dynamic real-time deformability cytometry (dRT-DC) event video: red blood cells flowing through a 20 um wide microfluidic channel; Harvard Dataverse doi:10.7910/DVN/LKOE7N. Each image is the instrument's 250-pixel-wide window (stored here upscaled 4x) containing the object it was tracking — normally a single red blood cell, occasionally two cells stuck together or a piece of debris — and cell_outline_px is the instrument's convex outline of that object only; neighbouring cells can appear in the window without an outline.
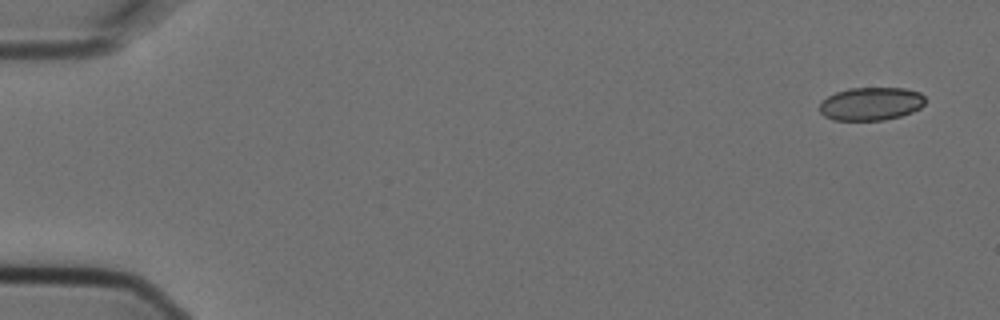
{"species": "Egyptian fruit bat (a non-hibernating species)", "species_latin": "Rousettus aegyptiacus", "temperature_condition": "cold", "stored_images_in_passage": 5, "camera_frame_rate_fps": 3000, "um_per_image_px": 0.085, "animal": {"sex": "female"}, "frame": {"image": 1, "passage_image": 1, "time_ms": 0.0, "image_size_px": [1000, 320], "cell_outline_px": [[924, 104], [920, 108], [912, 112], [900, 116], [884, 120], [832, 120], [824, 116], [820, 112], [820, 100], [836, 92], [848, 88], [904, 88], [920, 92], [924, 96]], "centroid_in_image_um": [74.01, 8.82], "position_along_channel_um": 11.0, "area_um2": 20.52}}
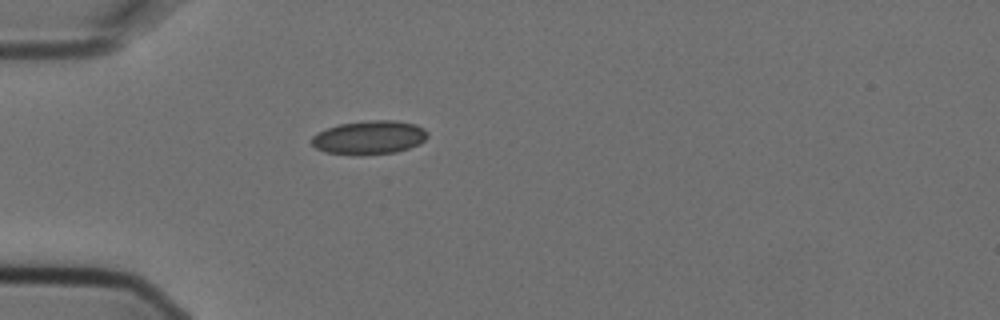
{"frame": {"image": 2, "passage_image": 5, "time_ms": 1.333, "image_size_px": [1000, 320], "cell_outline_px": [[428, 136], [420, 144], [396, 152], [360, 156], [352, 156], [324, 152], [316, 148], [312, 144], [312, 136], [316, 132], [340, 124], [368, 120], [396, 120], [416, 124], [424, 128], [428, 132]], "centroid_in_image_um": [31.39, 11.7], "position_along_channel_um": 53.6, "area_um2": 23.18}}